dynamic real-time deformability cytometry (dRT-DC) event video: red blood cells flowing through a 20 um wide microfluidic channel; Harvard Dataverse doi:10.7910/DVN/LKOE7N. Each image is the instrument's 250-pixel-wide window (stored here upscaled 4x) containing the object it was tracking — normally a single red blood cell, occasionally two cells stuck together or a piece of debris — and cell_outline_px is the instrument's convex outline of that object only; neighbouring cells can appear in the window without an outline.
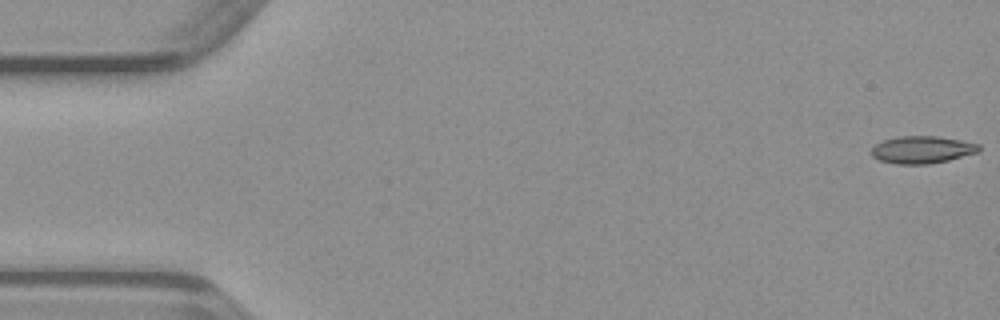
{"species": "common noctule bat (a hibernating species)", "species_latin": "Nyctalus noctula", "temperature_condition": "warm", "stored_images_in_passage": 49, "camera_frame_rate_fps": 3000, "um_per_image_px": 0.085, "animal": {"sex": "male", "body_mass_g": 23.1, "forearm_length_mm": 52.7}, "frame": {"image": 1, "passage_image": 1, "time_ms": 0.0, "image_size_px": [1000, 320], "cell_outline_px": [[980, 152], [948, 160], [928, 164], [896, 164], [880, 160], [872, 156], [868, 152], [876, 144], [884, 140], [900, 136], [936, 136], [960, 140], [980, 144]], "centroid_in_image_um": [78.38, 12.73], "position_along_channel_um": 6.6, "area_um2": 17.17}}
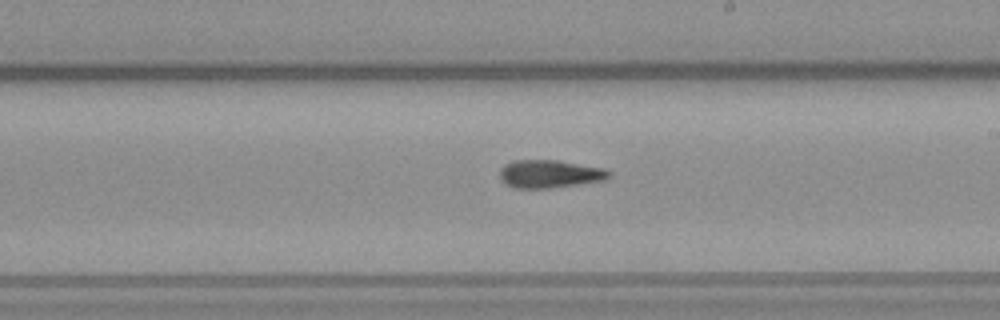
{"frame": {"image": 2, "passage_image": 28, "time_ms": 9.0, "image_size_px": [1000, 320], "cell_outline_px": [[612, 176], [604, 180], [548, 188], [512, 188], [504, 184], [500, 180], [500, 168], [504, 164], [512, 160], [556, 160], [604, 168], [612, 172]], "centroid_in_image_um": [46.68, 14.78], "position_along_channel_um": 242.3, "area_um2": 17.92}}
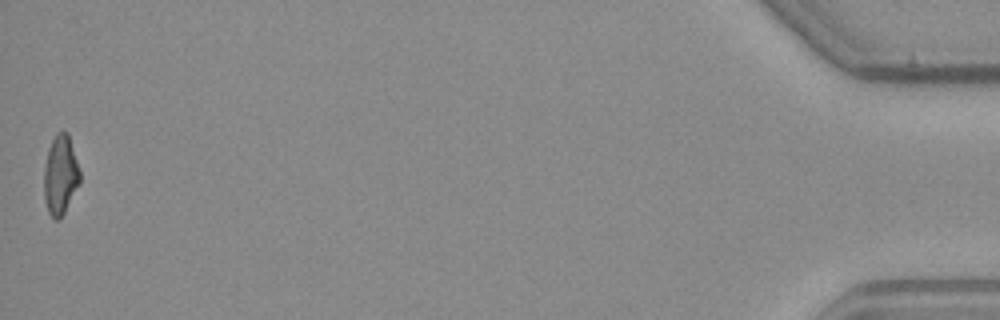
{"frame": {"image": 3, "passage_image": 49, "time_ms": 16.0, "image_size_px": [1000, 320], "cell_outline_px": [[80, 184], [60, 220], [56, 220], [48, 212], [44, 200], [44, 168], [48, 148], [56, 132], [68, 132], [80, 172]], "centroid_in_image_um": [5.13, 14.89], "position_along_channel_um": 430.1, "area_um2": 16.7}}